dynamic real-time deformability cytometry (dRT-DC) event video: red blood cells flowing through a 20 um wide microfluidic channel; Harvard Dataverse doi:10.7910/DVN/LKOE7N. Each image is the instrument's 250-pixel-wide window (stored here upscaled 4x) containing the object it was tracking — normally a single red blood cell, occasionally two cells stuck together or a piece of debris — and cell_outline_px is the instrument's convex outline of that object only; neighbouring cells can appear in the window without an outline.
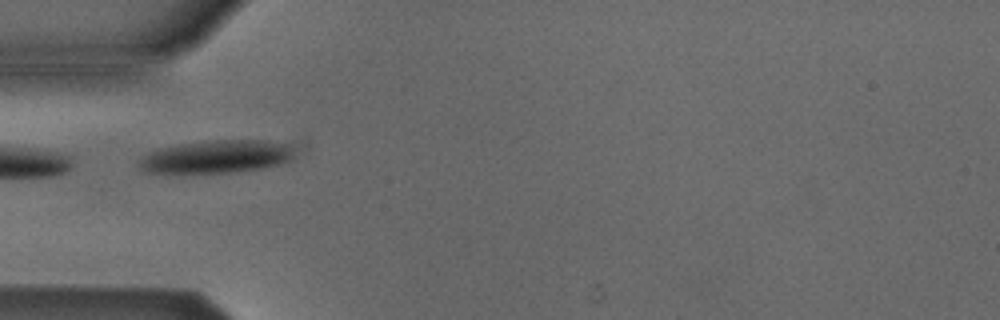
{"species": "Egyptian fruit bat (a non-hibernating species)", "species_latin": "Rousettus aegyptiacus", "temperature_condition": "cold", "stored_images_in_passage": 7, "camera_frame_rate_fps": 3000, "um_per_image_px": 0.085, "animal": {"sex": "male"}, "frame": {"image": 1, "passage_image": 4, "time_ms": 4.667, "image_size_px": [1000, 320], "cell_outline_px": [[288, 160], [280, 164], [264, 168], [236, 172], [144, 172], [140, 168], [140, 160], [148, 152], [160, 148], [180, 144], [216, 140], [268, 140], [288, 144]], "centroid_in_image_um": [18.35, 13.31], "position_along_channel_um": 66.6, "area_um2": 29.02}}
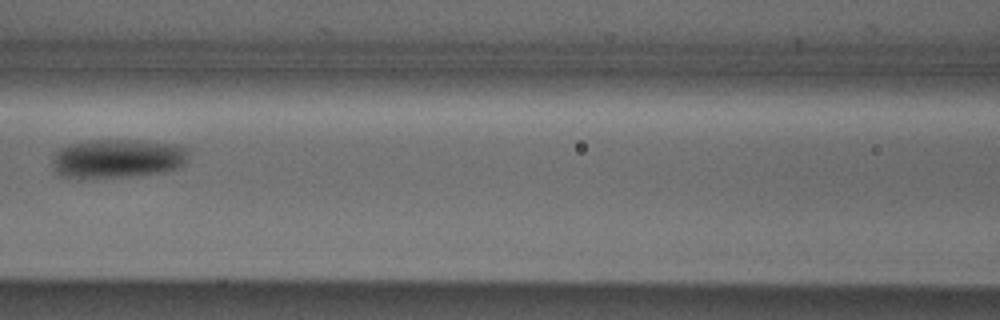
{"frame": {"image": 2, "passage_image": 6, "time_ms": 7.0, "image_size_px": [1000, 320], "cell_outline_px": [[188, 152], [180, 168], [164, 172], [84, 180], [60, 176], [52, 168], [52, 160], [56, 152], [60, 148], [68, 144], [92, 140], [140, 140], [180, 144], [188, 148]], "centroid_in_image_um": [9.95, 13.48], "position_along_channel_um": 156.7, "area_um2": 31.5}}
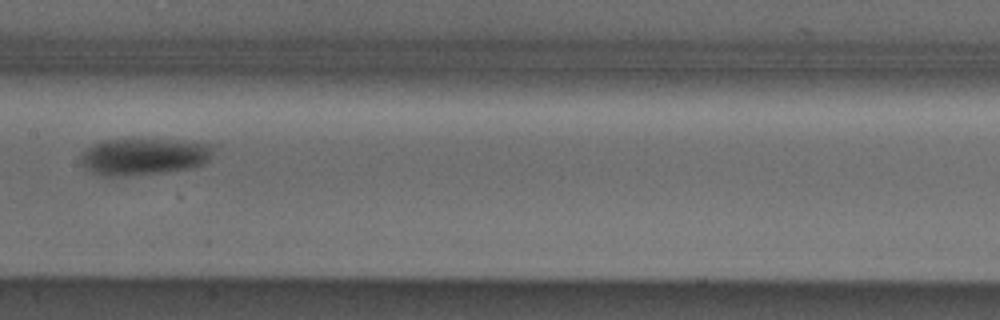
{"frame": {"image": 3, "passage_image": 7, "time_ms": 8.0, "image_size_px": [1000, 320], "cell_outline_px": [[212, 152], [208, 160], [204, 164], [192, 168], [164, 172], [128, 176], [104, 176], [92, 172], [84, 168], [80, 160], [84, 152], [88, 148], [104, 140], [176, 140], [212, 144]], "centroid_in_image_um": [12.24, 13.32], "position_along_channel_um": 195.2, "area_um2": 28.15}}